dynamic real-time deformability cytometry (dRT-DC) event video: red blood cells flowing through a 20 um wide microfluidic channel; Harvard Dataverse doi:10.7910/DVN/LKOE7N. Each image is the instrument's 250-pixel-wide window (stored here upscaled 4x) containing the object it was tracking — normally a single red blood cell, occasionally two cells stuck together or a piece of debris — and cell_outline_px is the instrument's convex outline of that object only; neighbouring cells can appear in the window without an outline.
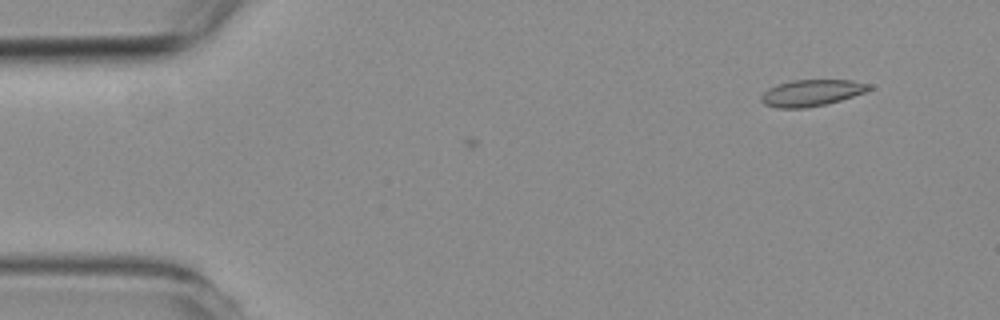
{"species": "common noctule bat (a hibernating species)", "species_latin": "Nyctalus noctula", "temperature_condition": "room temperature", "stored_images_in_passage": 4, "camera_frame_rate_fps": 3000, "um_per_image_px": 0.085, "animal": {"sex": "female", "body_mass_g": 19.3, "forearm_length_mm": 54.1}, "frame": {"image": 1, "passage_image": 4, "time_ms": 1.0, "image_size_px": [1000, 320], "cell_outline_px": [[872, 88], [864, 92], [840, 100], [824, 104], [804, 108], [776, 108], [764, 104], [760, 100], [760, 96], [768, 88], [792, 80], [852, 80], [872, 84]], "centroid_in_image_um": [68.97, 7.89], "position_along_channel_um": 16.0, "area_um2": 16.53}}